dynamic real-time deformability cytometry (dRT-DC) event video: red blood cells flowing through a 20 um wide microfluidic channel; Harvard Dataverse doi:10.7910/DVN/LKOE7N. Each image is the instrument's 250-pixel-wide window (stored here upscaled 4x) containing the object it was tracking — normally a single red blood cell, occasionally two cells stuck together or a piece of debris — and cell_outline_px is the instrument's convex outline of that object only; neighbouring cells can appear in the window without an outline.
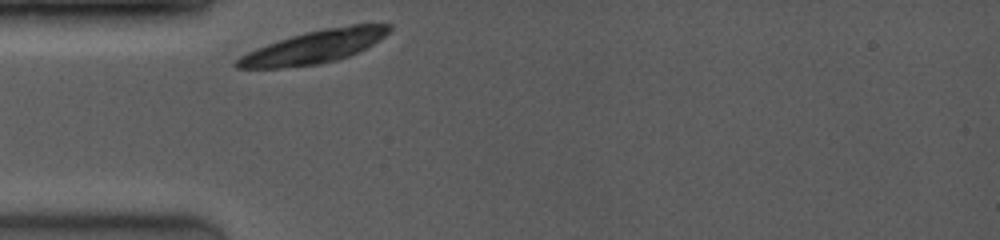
{"species": "common noctule bat (a hibernating species)", "species_latin": "Nyctalus noctula", "temperature_condition": "room temperature", "stored_images_in_passage": 2, "camera_frame_rate_fps": 4000, "um_per_image_px": 0.085, "animal": {"sex": "female", "body_mass_g": 19.0, "forearm_length_mm": 53.3}, "frame": {"image": 1, "passage_image": 1, "time_ms": 0.0, "image_size_px": [1000, 240], "cell_outline_px": [[392, 28], [384, 36], [372, 44], [348, 56], [336, 60], [316, 64], [280, 68], [236, 68], [232, 64], [240, 56], [248, 52], [268, 44], [292, 36], [324, 28], [352, 24], [392, 24]], "centroid_in_image_um": [26.69, 3.98], "position_along_channel_um": 58.3, "area_um2": 28.61}}